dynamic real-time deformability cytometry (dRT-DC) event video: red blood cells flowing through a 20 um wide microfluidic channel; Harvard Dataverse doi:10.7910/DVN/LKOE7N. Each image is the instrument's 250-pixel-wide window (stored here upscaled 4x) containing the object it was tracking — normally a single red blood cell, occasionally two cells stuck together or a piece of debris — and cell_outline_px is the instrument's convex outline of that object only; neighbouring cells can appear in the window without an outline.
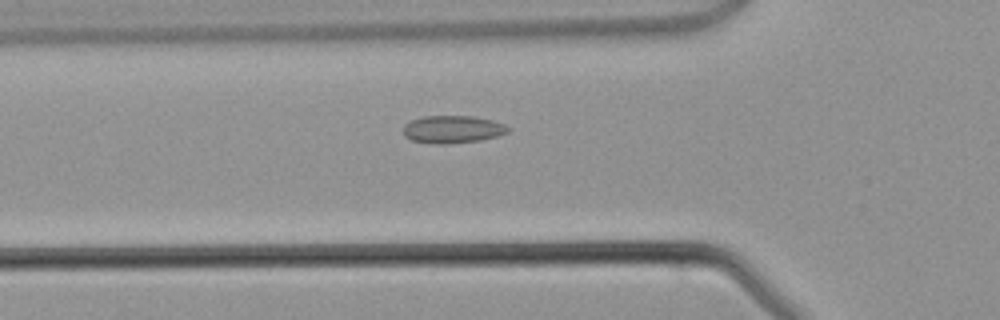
{"species": "common noctule bat (a hibernating species)", "species_latin": "Nyctalus noctula", "temperature_condition": "warm", "stored_images_in_passage": 36, "camera_frame_rate_fps": 3000, "um_per_image_px": 0.085, "animal": {"sex": "male", "body_mass_g": 21.5, "forearm_length_mm": 52.0}, "frame": {"image": 1, "passage_image": 7, "time_ms": 2.0, "image_size_px": [1000, 320], "cell_outline_px": [[508, 132], [496, 136], [480, 140], [448, 144], [432, 144], [412, 140], [404, 136], [404, 124], [412, 120], [424, 116], [472, 116], [492, 120], [504, 124], [508, 128]], "centroid_in_image_um": [38.44, 11.0], "position_along_channel_um": 87.4, "area_um2": 16.76}}
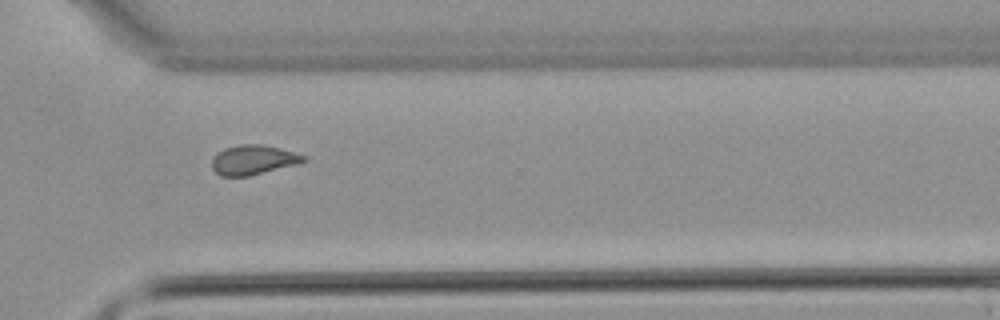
{"frame": {"image": 2, "passage_image": 24, "time_ms": 7.667, "image_size_px": [1000, 320], "cell_outline_px": [[308, 160], [296, 164], [248, 176], [220, 176], [212, 168], [212, 156], [216, 152], [224, 148], [240, 144], [260, 144], [280, 148], [308, 156]], "centroid_in_image_um": [21.51, 13.57], "position_along_channel_um": 349.1, "area_um2": 15.9}}
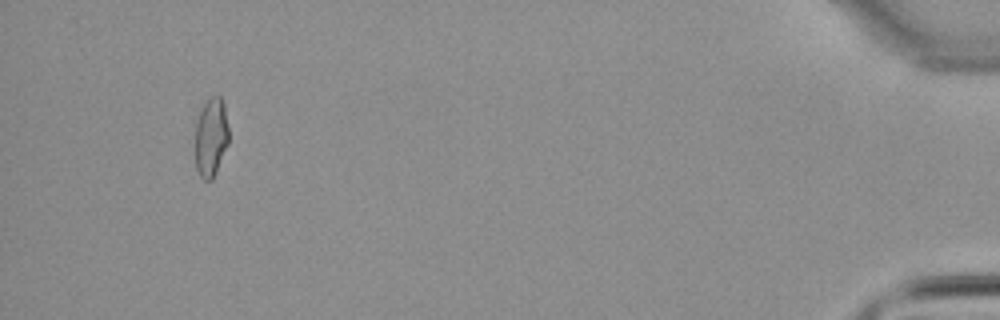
{"frame": {"image": 3, "passage_image": 34, "time_ms": 11.0, "image_size_px": [1000, 320], "cell_outline_px": [[228, 144], [216, 172], [212, 180], [204, 180], [200, 176], [196, 168], [196, 124], [200, 112], [208, 96], [220, 96], [224, 104], [228, 128]], "centroid_in_image_um": [17.94, 11.66], "position_along_channel_um": 417.3, "area_um2": 15.32}}